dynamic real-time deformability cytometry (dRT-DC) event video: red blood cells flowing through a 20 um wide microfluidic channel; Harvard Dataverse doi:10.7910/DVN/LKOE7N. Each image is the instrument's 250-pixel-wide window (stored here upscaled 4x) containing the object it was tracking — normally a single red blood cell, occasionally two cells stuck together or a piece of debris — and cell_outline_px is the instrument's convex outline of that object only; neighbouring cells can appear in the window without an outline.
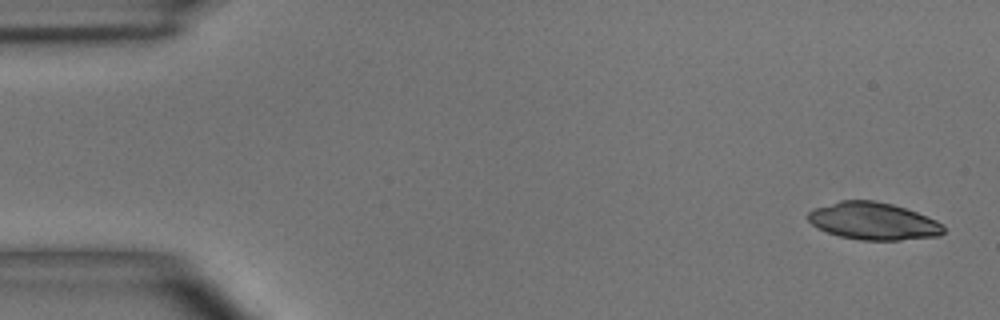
{"species": "common noctule bat (a hibernating species)", "species_latin": "Nyctalus noctula", "temperature_condition": "room temperature", "stored_images_in_passage": 5, "segment_of_instrument_passage": [2, 2], "camera_frame_rate_fps": 3000, "um_per_image_px": 0.085, "animal": {"sex": "male", "body_mass_g": 15.6}, "frame": {"image": 1, "passage_image": 5, "time_ms": 4.667, "image_size_px": [1000, 320], "cell_outline_px": [[944, 232], [940, 236], [900, 240], [860, 240], [840, 236], [828, 232], [812, 224], [808, 220], [808, 212], [816, 208], [840, 200], [872, 200], [892, 204], [916, 212], [936, 220], [944, 224]], "centroid_in_image_um": [74.27, 18.8], "position_along_channel_um": 10.7, "area_um2": 29.3}}